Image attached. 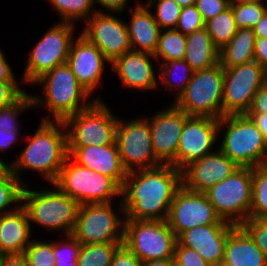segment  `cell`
Listing matches in <instances>:
<instances>
[{"label": "cell", "mask_w": 267, "mask_h": 266, "mask_svg": "<svg viewBox=\"0 0 267 266\" xmlns=\"http://www.w3.org/2000/svg\"><path fill=\"white\" fill-rule=\"evenodd\" d=\"M182 186V171L172 165L133 170L121 187L126 219L165 221L176 191Z\"/></svg>", "instance_id": "6da1fadb"}, {"label": "cell", "mask_w": 267, "mask_h": 266, "mask_svg": "<svg viewBox=\"0 0 267 266\" xmlns=\"http://www.w3.org/2000/svg\"><path fill=\"white\" fill-rule=\"evenodd\" d=\"M49 117L42 118L35 133L27 137V145L16 161L10 162V171L24 185L20 175L29 169L41 173L44 180L52 184L68 157L64 123Z\"/></svg>", "instance_id": "7a4b0ae2"}, {"label": "cell", "mask_w": 267, "mask_h": 266, "mask_svg": "<svg viewBox=\"0 0 267 266\" xmlns=\"http://www.w3.org/2000/svg\"><path fill=\"white\" fill-rule=\"evenodd\" d=\"M33 84L43 87L42 97L31 94L34 108L46 107L53 121H64L89 107L96 99H101L95 97L92 102L86 103L91 94L79 83L67 63L45 73Z\"/></svg>", "instance_id": "3957f363"}, {"label": "cell", "mask_w": 267, "mask_h": 266, "mask_svg": "<svg viewBox=\"0 0 267 266\" xmlns=\"http://www.w3.org/2000/svg\"><path fill=\"white\" fill-rule=\"evenodd\" d=\"M224 130L218 149L239 167L267 164V142L262 132L246 114L227 115L219 119L218 130Z\"/></svg>", "instance_id": "277c9868"}, {"label": "cell", "mask_w": 267, "mask_h": 266, "mask_svg": "<svg viewBox=\"0 0 267 266\" xmlns=\"http://www.w3.org/2000/svg\"><path fill=\"white\" fill-rule=\"evenodd\" d=\"M52 189L31 190L24 185L21 205L26 209L29 222L54 232L71 235L75 227L79 203L55 185Z\"/></svg>", "instance_id": "5b68a950"}, {"label": "cell", "mask_w": 267, "mask_h": 266, "mask_svg": "<svg viewBox=\"0 0 267 266\" xmlns=\"http://www.w3.org/2000/svg\"><path fill=\"white\" fill-rule=\"evenodd\" d=\"M52 184L79 205L113 203V198L121 196V187L112 178L77 164L69 156Z\"/></svg>", "instance_id": "8992f818"}, {"label": "cell", "mask_w": 267, "mask_h": 266, "mask_svg": "<svg viewBox=\"0 0 267 266\" xmlns=\"http://www.w3.org/2000/svg\"><path fill=\"white\" fill-rule=\"evenodd\" d=\"M119 118L101 99L63 121L67 146H104L116 140Z\"/></svg>", "instance_id": "52a82bcc"}, {"label": "cell", "mask_w": 267, "mask_h": 266, "mask_svg": "<svg viewBox=\"0 0 267 266\" xmlns=\"http://www.w3.org/2000/svg\"><path fill=\"white\" fill-rule=\"evenodd\" d=\"M224 70L220 63L196 70L184 92L173 103L188 116L222 117Z\"/></svg>", "instance_id": "ba28073f"}, {"label": "cell", "mask_w": 267, "mask_h": 266, "mask_svg": "<svg viewBox=\"0 0 267 266\" xmlns=\"http://www.w3.org/2000/svg\"><path fill=\"white\" fill-rule=\"evenodd\" d=\"M204 193L222 220L240 226L250 216L252 167H239Z\"/></svg>", "instance_id": "9c48e42d"}, {"label": "cell", "mask_w": 267, "mask_h": 266, "mask_svg": "<svg viewBox=\"0 0 267 266\" xmlns=\"http://www.w3.org/2000/svg\"><path fill=\"white\" fill-rule=\"evenodd\" d=\"M177 236L167 221L125 219L123 245L142 263L174 258Z\"/></svg>", "instance_id": "30bf717a"}, {"label": "cell", "mask_w": 267, "mask_h": 266, "mask_svg": "<svg viewBox=\"0 0 267 266\" xmlns=\"http://www.w3.org/2000/svg\"><path fill=\"white\" fill-rule=\"evenodd\" d=\"M119 204L118 213L111 202L80 205L72 235L81 244L123 242L126 217Z\"/></svg>", "instance_id": "8fae6325"}, {"label": "cell", "mask_w": 267, "mask_h": 266, "mask_svg": "<svg viewBox=\"0 0 267 266\" xmlns=\"http://www.w3.org/2000/svg\"><path fill=\"white\" fill-rule=\"evenodd\" d=\"M75 24L58 21L38 40L29 54L21 82L32 84L55 67L66 63L74 40Z\"/></svg>", "instance_id": "7c38bea8"}, {"label": "cell", "mask_w": 267, "mask_h": 266, "mask_svg": "<svg viewBox=\"0 0 267 266\" xmlns=\"http://www.w3.org/2000/svg\"><path fill=\"white\" fill-rule=\"evenodd\" d=\"M223 70L222 117L246 114L255 93L267 81V72L257 61Z\"/></svg>", "instance_id": "4fadbf2b"}, {"label": "cell", "mask_w": 267, "mask_h": 266, "mask_svg": "<svg viewBox=\"0 0 267 266\" xmlns=\"http://www.w3.org/2000/svg\"><path fill=\"white\" fill-rule=\"evenodd\" d=\"M115 141L127 172L154 168L162 164L154 154L149 121L145 116L125 122L119 118Z\"/></svg>", "instance_id": "5bb4252c"}, {"label": "cell", "mask_w": 267, "mask_h": 266, "mask_svg": "<svg viewBox=\"0 0 267 266\" xmlns=\"http://www.w3.org/2000/svg\"><path fill=\"white\" fill-rule=\"evenodd\" d=\"M166 221L177 237L197 226L230 224L217 215L205 193L188 190L183 185L174 195Z\"/></svg>", "instance_id": "9a60e30c"}, {"label": "cell", "mask_w": 267, "mask_h": 266, "mask_svg": "<svg viewBox=\"0 0 267 266\" xmlns=\"http://www.w3.org/2000/svg\"><path fill=\"white\" fill-rule=\"evenodd\" d=\"M114 14L118 15L109 12L92 14L80 32L89 42L96 45L111 63L131 51L127 23Z\"/></svg>", "instance_id": "2e32d148"}, {"label": "cell", "mask_w": 267, "mask_h": 266, "mask_svg": "<svg viewBox=\"0 0 267 266\" xmlns=\"http://www.w3.org/2000/svg\"><path fill=\"white\" fill-rule=\"evenodd\" d=\"M218 127L219 119L212 117L190 116L185 121L176 153L178 170L214 152L212 149L220 134Z\"/></svg>", "instance_id": "e0dca14e"}, {"label": "cell", "mask_w": 267, "mask_h": 266, "mask_svg": "<svg viewBox=\"0 0 267 266\" xmlns=\"http://www.w3.org/2000/svg\"><path fill=\"white\" fill-rule=\"evenodd\" d=\"M149 119L152 148L162 164L176 168V153L185 121L190 117L173 102Z\"/></svg>", "instance_id": "ac0fdd59"}, {"label": "cell", "mask_w": 267, "mask_h": 266, "mask_svg": "<svg viewBox=\"0 0 267 266\" xmlns=\"http://www.w3.org/2000/svg\"><path fill=\"white\" fill-rule=\"evenodd\" d=\"M66 63L91 95L102 81L106 63L111 64L99 48L81 34L73 40Z\"/></svg>", "instance_id": "d6986e66"}, {"label": "cell", "mask_w": 267, "mask_h": 266, "mask_svg": "<svg viewBox=\"0 0 267 266\" xmlns=\"http://www.w3.org/2000/svg\"><path fill=\"white\" fill-rule=\"evenodd\" d=\"M238 168L234 161L217 149L182 170V185L188 190L204 193Z\"/></svg>", "instance_id": "ffe728a7"}, {"label": "cell", "mask_w": 267, "mask_h": 266, "mask_svg": "<svg viewBox=\"0 0 267 266\" xmlns=\"http://www.w3.org/2000/svg\"><path fill=\"white\" fill-rule=\"evenodd\" d=\"M235 227L233 224L193 227L182 232L177 237V242L195 250L210 266H217L223 261L228 235Z\"/></svg>", "instance_id": "44dd1931"}, {"label": "cell", "mask_w": 267, "mask_h": 266, "mask_svg": "<svg viewBox=\"0 0 267 266\" xmlns=\"http://www.w3.org/2000/svg\"><path fill=\"white\" fill-rule=\"evenodd\" d=\"M68 156L77 164L112 178L120 187L127 176L116 141L104 146H67Z\"/></svg>", "instance_id": "7402d4cb"}, {"label": "cell", "mask_w": 267, "mask_h": 266, "mask_svg": "<svg viewBox=\"0 0 267 266\" xmlns=\"http://www.w3.org/2000/svg\"><path fill=\"white\" fill-rule=\"evenodd\" d=\"M153 54L141 51H129L116 58L111 64L112 71L118 74L124 86L136 90H155L160 83L156 78Z\"/></svg>", "instance_id": "603a6c76"}, {"label": "cell", "mask_w": 267, "mask_h": 266, "mask_svg": "<svg viewBox=\"0 0 267 266\" xmlns=\"http://www.w3.org/2000/svg\"><path fill=\"white\" fill-rule=\"evenodd\" d=\"M30 235L29 217L22 205L14 211L0 215L1 254H23L32 240Z\"/></svg>", "instance_id": "cb8c5ba5"}, {"label": "cell", "mask_w": 267, "mask_h": 266, "mask_svg": "<svg viewBox=\"0 0 267 266\" xmlns=\"http://www.w3.org/2000/svg\"><path fill=\"white\" fill-rule=\"evenodd\" d=\"M140 3L138 1L128 11L132 14L127 22L131 50L154 54L162 29L155 21L153 11L145 3Z\"/></svg>", "instance_id": "d4e9b609"}, {"label": "cell", "mask_w": 267, "mask_h": 266, "mask_svg": "<svg viewBox=\"0 0 267 266\" xmlns=\"http://www.w3.org/2000/svg\"><path fill=\"white\" fill-rule=\"evenodd\" d=\"M223 261L233 266H267L266 256L241 226L229 233Z\"/></svg>", "instance_id": "484cf974"}, {"label": "cell", "mask_w": 267, "mask_h": 266, "mask_svg": "<svg viewBox=\"0 0 267 266\" xmlns=\"http://www.w3.org/2000/svg\"><path fill=\"white\" fill-rule=\"evenodd\" d=\"M184 60L194 71L208 69L219 63V49L213 44L205 27L186 35Z\"/></svg>", "instance_id": "4316f807"}, {"label": "cell", "mask_w": 267, "mask_h": 266, "mask_svg": "<svg viewBox=\"0 0 267 266\" xmlns=\"http://www.w3.org/2000/svg\"><path fill=\"white\" fill-rule=\"evenodd\" d=\"M255 33L253 28L238 29L235 36L219 50V63L223 68L254 61Z\"/></svg>", "instance_id": "83f0119b"}, {"label": "cell", "mask_w": 267, "mask_h": 266, "mask_svg": "<svg viewBox=\"0 0 267 266\" xmlns=\"http://www.w3.org/2000/svg\"><path fill=\"white\" fill-rule=\"evenodd\" d=\"M160 68L158 69L161 71L159 78L163 86L167 89L169 88L171 91L175 88L173 90L176 92L175 101L184 92L192 78L194 70L184 59L161 62Z\"/></svg>", "instance_id": "f1b7e54d"}, {"label": "cell", "mask_w": 267, "mask_h": 266, "mask_svg": "<svg viewBox=\"0 0 267 266\" xmlns=\"http://www.w3.org/2000/svg\"><path fill=\"white\" fill-rule=\"evenodd\" d=\"M186 48V35L176 29H162L156 51L153 56L161 63L184 59Z\"/></svg>", "instance_id": "f546056e"}, {"label": "cell", "mask_w": 267, "mask_h": 266, "mask_svg": "<svg viewBox=\"0 0 267 266\" xmlns=\"http://www.w3.org/2000/svg\"><path fill=\"white\" fill-rule=\"evenodd\" d=\"M205 28L213 44L220 50L238 31L231 7L205 22Z\"/></svg>", "instance_id": "4dcf8cb0"}, {"label": "cell", "mask_w": 267, "mask_h": 266, "mask_svg": "<svg viewBox=\"0 0 267 266\" xmlns=\"http://www.w3.org/2000/svg\"><path fill=\"white\" fill-rule=\"evenodd\" d=\"M123 242L81 244L77 266H110Z\"/></svg>", "instance_id": "1f68e13d"}, {"label": "cell", "mask_w": 267, "mask_h": 266, "mask_svg": "<svg viewBox=\"0 0 267 266\" xmlns=\"http://www.w3.org/2000/svg\"><path fill=\"white\" fill-rule=\"evenodd\" d=\"M249 218L267 219V164L252 168V201Z\"/></svg>", "instance_id": "d6a6232c"}, {"label": "cell", "mask_w": 267, "mask_h": 266, "mask_svg": "<svg viewBox=\"0 0 267 266\" xmlns=\"http://www.w3.org/2000/svg\"><path fill=\"white\" fill-rule=\"evenodd\" d=\"M48 2L61 16L62 22L72 24L82 19L87 21L98 10L94 9L93 0H48Z\"/></svg>", "instance_id": "836d02e7"}, {"label": "cell", "mask_w": 267, "mask_h": 266, "mask_svg": "<svg viewBox=\"0 0 267 266\" xmlns=\"http://www.w3.org/2000/svg\"><path fill=\"white\" fill-rule=\"evenodd\" d=\"M230 7L238 29L253 28L267 11V2L231 0Z\"/></svg>", "instance_id": "e575fe53"}, {"label": "cell", "mask_w": 267, "mask_h": 266, "mask_svg": "<svg viewBox=\"0 0 267 266\" xmlns=\"http://www.w3.org/2000/svg\"><path fill=\"white\" fill-rule=\"evenodd\" d=\"M23 188L24 184L10 169L0 176V215L14 211L21 205ZM13 204L16 206L11 209L10 206Z\"/></svg>", "instance_id": "d590c367"}, {"label": "cell", "mask_w": 267, "mask_h": 266, "mask_svg": "<svg viewBox=\"0 0 267 266\" xmlns=\"http://www.w3.org/2000/svg\"><path fill=\"white\" fill-rule=\"evenodd\" d=\"M150 9L156 6L153 13L155 21L161 29H175L182 7L174 0H147L145 3Z\"/></svg>", "instance_id": "8d00e7d4"}, {"label": "cell", "mask_w": 267, "mask_h": 266, "mask_svg": "<svg viewBox=\"0 0 267 266\" xmlns=\"http://www.w3.org/2000/svg\"><path fill=\"white\" fill-rule=\"evenodd\" d=\"M23 255L28 266H55L54 241L32 239Z\"/></svg>", "instance_id": "74e56055"}, {"label": "cell", "mask_w": 267, "mask_h": 266, "mask_svg": "<svg viewBox=\"0 0 267 266\" xmlns=\"http://www.w3.org/2000/svg\"><path fill=\"white\" fill-rule=\"evenodd\" d=\"M31 108H34V102L31 94L26 92L16 103L0 110V127L5 131H19V113Z\"/></svg>", "instance_id": "f35d334b"}, {"label": "cell", "mask_w": 267, "mask_h": 266, "mask_svg": "<svg viewBox=\"0 0 267 266\" xmlns=\"http://www.w3.org/2000/svg\"><path fill=\"white\" fill-rule=\"evenodd\" d=\"M54 241L55 266H77L81 243L71 234Z\"/></svg>", "instance_id": "ab89813d"}, {"label": "cell", "mask_w": 267, "mask_h": 266, "mask_svg": "<svg viewBox=\"0 0 267 266\" xmlns=\"http://www.w3.org/2000/svg\"><path fill=\"white\" fill-rule=\"evenodd\" d=\"M205 27V22L202 19L200 12L196 5L182 7L176 30L184 35L193 33Z\"/></svg>", "instance_id": "60d3db41"}, {"label": "cell", "mask_w": 267, "mask_h": 266, "mask_svg": "<svg viewBox=\"0 0 267 266\" xmlns=\"http://www.w3.org/2000/svg\"><path fill=\"white\" fill-rule=\"evenodd\" d=\"M240 226L267 258V219L248 218Z\"/></svg>", "instance_id": "b9f144b4"}, {"label": "cell", "mask_w": 267, "mask_h": 266, "mask_svg": "<svg viewBox=\"0 0 267 266\" xmlns=\"http://www.w3.org/2000/svg\"><path fill=\"white\" fill-rule=\"evenodd\" d=\"M19 81H0V110L16 103L27 91L23 90Z\"/></svg>", "instance_id": "7bdbcfd3"}, {"label": "cell", "mask_w": 267, "mask_h": 266, "mask_svg": "<svg viewBox=\"0 0 267 266\" xmlns=\"http://www.w3.org/2000/svg\"><path fill=\"white\" fill-rule=\"evenodd\" d=\"M174 259L176 266H210L195 250L182 246L178 242L175 246Z\"/></svg>", "instance_id": "ee69618b"}, {"label": "cell", "mask_w": 267, "mask_h": 266, "mask_svg": "<svg viewBox=\"0 0 267 266\" xmlns=\"http://www.w3.org/2000/svg\"><path fill=\"white\" fill-rule=\"evenodd\" d=\"M230 3L231 0H196L195 5L206 22L230 7Z\"/></svg>", "instance_id": "f6af8a7d"}, {"label": "cell", "mask_w": 267, "mask_h": 266, "mask_svg": "<svg viewBox=\"0 0 267 266\" xmlns=\"http://www.w3.org/2000/svg\"><path fill=\"white\" fill-rule=\"evenodd\" d=\"M142 262L124 245L114 253L110 266H141Z\"/></svg>", "instance_id": "bcb514c9"}, {"label": "cell", "mask_w": 267, "mask_h": 266, "mask_svg": "<svg viewBox=\"0 0 267 266\" xmlns=\"http://www.w3.org/2000/svg\"><path fill=\"white\" fill-rule=\"evenodd\" d=\"M267 113V81L257 90L252 105L246 114Z\"/></svg>", "instance_id": "7dc6e473"}, {"label": "cell", "mask_w": 267, "mask_h": 266, "mask_svg": "<svg viewBox=\"0 0 267 266\" xmlns=\"http://www.w3.org/2000/svg\"><path fill=\"white\" fill-rule=\"evenodd\" d=\"M254 61H257L267 72V38L256 37L254 49Z\"/></svg>", "instance_id": "c3c4849f"}, {"label": "cell", "mask_w": 267, "mask_h": 266, "mask_svg": "<svg viewBox=\"0 0 267 266\" xmlns=\"http://www.w3.org/2000/svg\"><path fill=\"white\" fill-rule=\"evenodd\" d=\"M94 5L98 4L106 10H97V12L108 11L109 13H122L130 0H93Z\"/></svg>", "instance_id": "681fc988"}, {"label": "cell", "mask_w": 267, "mask_h": 266, "mask_svg": "<svg viewBox=\"0 0 267 266\" xmlns=\"http://www.w3.org/2000/svg\"><path fill=\"white\" fill-rule=\"evenodd\" d=\"M19 131H5L0 127V152H4L6 149H9L17 143L20 137Z\"/></svg>", "instance_id": "f907efd6"}, {"label": "cell", "mask_w": 267, "mask_h": 266, "mask_svg": "<svg viewBox=\"0 0 267 266\" xmlns=\"http://www.w3.org/2000/svg\"><path fill=\"white\" fill-rule=\"evenodd\" d=\"M0 81H17L14 76L13 70L9 65L4 52L0 48Z\"/></svg>", "instance_id": "816d5d0a"}, {"label": "cell", "mask_w": 267, "mask_h": 266, "mask_svg": "<svg viewBox=\"0 0 267 266\" xmlns=\"http://www.w3.org/2000/svg\"><path fill=\"white\" fill-rule=\"evenodd\" d=\"M249 118L252 119V121L255 123V125L258 127V129L262 132V135L267 142V113L265 114H246Z\"/></svg>", "instance_id": "f5cc1de1"}, {"label": "cell", "mask_w": 267, "mask_h": 266, "mask_svg": "<svg viewBox=\"0 0 267 266\" xmlns=\"http://www.w3.org/2000/svg\"><path fill=\"white\" fill-rule=\"evenodd\" d=\"M2 266H28L23 254L4 255Z\"/></svg>", "instance_id": "db71d44e"}, {"label": "cell", "mask_w": 267, "mask_h": 266, "mask_svg": "<svg viewBox=\"0 0 267 266\" xmlns=\"http://www.w3.org/2000/svg\"><path fill=\"white\" fill-rule=\"evenodd\" d=\"M256 37H266L267 38V11L258 21V23L253 27Z\"/></svg>", "instance_id": "11a10c76"}, {"label": "cell", "mask_w": 267, "mask_h": 266, "mask_svg": "<svg viewBox=\"0 0 267 266\" xmlns=\"http://www.w3.org/2000/svg\"><path fill=\"white\" fill-rule=\"evenodd\" d=\"M141 266H176V263L174 258H169V259L146 261L143 262Z\"/></svg>", "instance_id": "9f6ffc18"}, {"label": "cell", "mask_w": 267, "mask_h": 266, "mask_svg": "<svg viewBox=\"0 0 267 266\" xmlns=\"http://www.w3.org/2000/svg\"><path fill=\"white\" fill-rule=\"evenodd\" d=\"M10 169V162L0 158V176L4 175Z\"/></svg>", "instance_id": "6f0895ef"}, {"label": "cell", "mask_w": 267, "mask_h": 266, "mask_svg": "<svg viewBox=\"0 0 267 266\" xmlns=\"http://www.w3.org/2000/svg\"><path fill=\"white\" fill-rule=\"evenodd\" d=\"M174 1L178 3L181 7L191 6L196 3V0H174Z\"/></svg>", "instance_id": "680465c9"}, {"label": "cell", "mask_w": 267, "mask_h": 266, "mask_svg": "<svg viewBox=\"0 0 267 266\" xmlns=\"http://www.w3.org/2000/svg\"><path fill=\"white\" fill-rule=\"evenodd\" d=\"M217 266H233V265H231V264H229V263H226V262L222 261V262L219 263Z\"/></svg>", "instance_id": "91938a15"}, {"label": "cell", "mask_w": 267, "mask_h": 266, "mask_svg": "<svg viewBox=\"0 0 267 266\" xmlns=\"http://www.w3.org/2000/svg\"><path fill=\"white\" fill-rule=\"evenodd\" d=\"M4 254L0 253V266L3 264Z\"/></svg>", "instance_id": "94428289"}, {"label": "cell", "mask_w": 267, "mask_h": 266, "mask_svg": "<svg viewBox=\"0 0 267 266\" xmlns=\"http://www.w3.org/2000/svg\"><path fill=\"white\" fill-rule=\"evenodd\" d=\"M249 1H261V2H267V0H249Z\"/></svg>", "instance_id": "6125c7cd"}]
</instances>
